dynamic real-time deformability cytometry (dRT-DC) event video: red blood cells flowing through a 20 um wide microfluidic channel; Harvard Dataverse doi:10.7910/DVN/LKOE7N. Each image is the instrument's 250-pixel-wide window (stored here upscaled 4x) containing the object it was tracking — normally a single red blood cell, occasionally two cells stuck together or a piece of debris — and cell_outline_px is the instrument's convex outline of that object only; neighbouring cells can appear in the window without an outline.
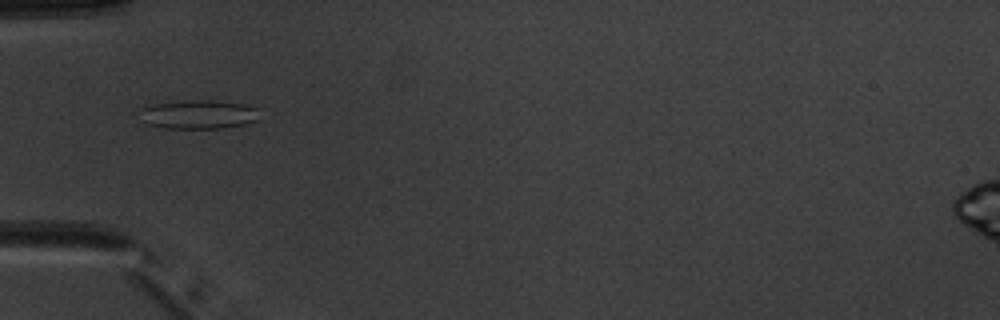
{"species": "common noctule bat (a hibernating species)", "species_latin": "Nyctalus noctula", "temperature_condition": "warm", "stored_images_in_passage": 7, "camera_frame_rate_fps": 3000, "um_per_image_px": 0.085, "animal": {"sex": "male", "body_mass_g": 20.1, "forearm_length_mm": 53.5}, "frame": {"image": 1, "passage_image": 5, "time_ms": 4.667, "image_size_px": [1000, 320], "cell_outline_px": [[260, 108], [256, 120], [248, 124], [224, 128], [164, 128], [144, 124], [140, 108], [152, 104], [192, 100], [208, 100], [244, 104]], "centroid_in_image_um": [16.89, 9.73], "position_along_channel_um": 68.1, "area_um2": 20.23}}
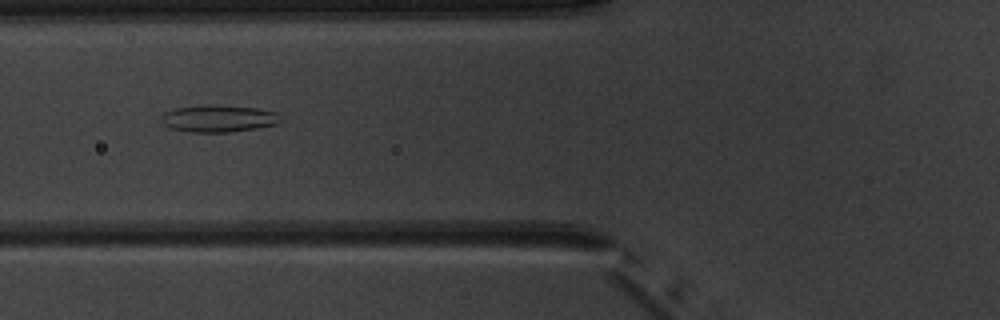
{"frame": {"image": 2, "passage_image": 6, "time_ms": 5.667, "image_size_px": [1000, 320], "cell_outline_px": [[284, 120], [276, 124], [256, 128], [228, 132], [192, 132], [172, 128], [164, 124], [160, 120], [160, 116], [164, 112], [176, 108], [204, 104], [220, 104], [260, 108], [276, 112]], "centroid_in_image_um": [18.6, 10.05], "position_along_channel_um": 107.2, "area_um2": 19.13}}
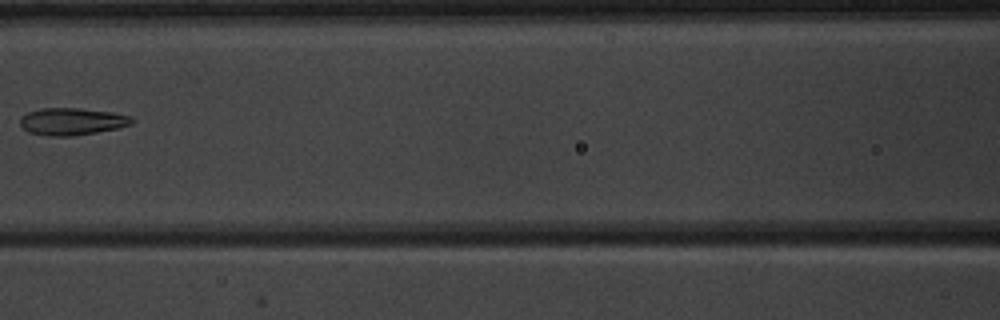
{"frame": {"image": 3, "passage_image": 7, "time_ms": 7.0, "image_size_px": [1000, 320], "cell_outline_px": [[136, 120], [132, 124], [120, 128], [72, 136], [48, 136], [28, 132], [20, 124], [20, 116], [28, 112], [40, 108], [80, 108], [112, 112], [132, 116]], "centroid_in_image_um": [6.15, 10.32], "position_along_channel_um": 160.5, "area_um2": 17.92}}